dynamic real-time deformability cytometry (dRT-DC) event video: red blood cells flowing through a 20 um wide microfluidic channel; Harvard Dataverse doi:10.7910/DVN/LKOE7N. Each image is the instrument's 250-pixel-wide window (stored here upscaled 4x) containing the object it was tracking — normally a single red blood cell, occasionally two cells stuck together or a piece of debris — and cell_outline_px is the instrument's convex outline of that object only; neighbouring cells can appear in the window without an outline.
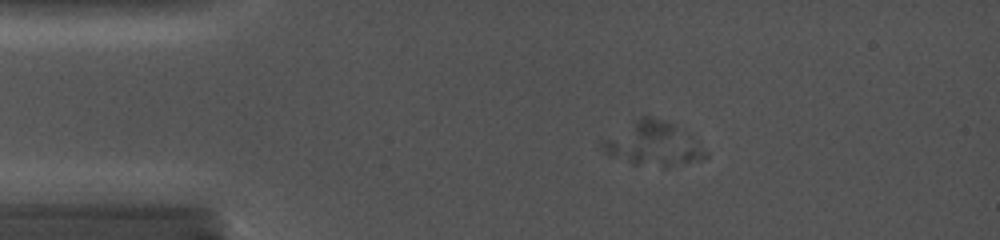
{"species": "common noctule bat (a hibernating species)", "species_latin": "Nyctalus noctula", "temperature_condition": "cold", "stored_images_in_passage": 7, "camera_frame_rate_fps": 5000, "um_per_image_px": 0.085, "animal": {"sex": "female", "body_mass_g": 19.0, "forearm_length_mm": 56.7}, "frame": {"image": 1, "passage_image": 5, "time_ms": 1.4, "image_size_px": [1000, 240], "cell_outline_px": [[708, 156], [704, 160], [668, 168], [664, 168], [632, 164], [608, 156], [600, 152], [600, 140], [644, 120], [652, 120], [664, 124], [672, 128], [708, 148]], "centroid_in_image_um": [55.51, 12.42], "position_along_channel_um": 29.5, "area_um2": 25.09}}